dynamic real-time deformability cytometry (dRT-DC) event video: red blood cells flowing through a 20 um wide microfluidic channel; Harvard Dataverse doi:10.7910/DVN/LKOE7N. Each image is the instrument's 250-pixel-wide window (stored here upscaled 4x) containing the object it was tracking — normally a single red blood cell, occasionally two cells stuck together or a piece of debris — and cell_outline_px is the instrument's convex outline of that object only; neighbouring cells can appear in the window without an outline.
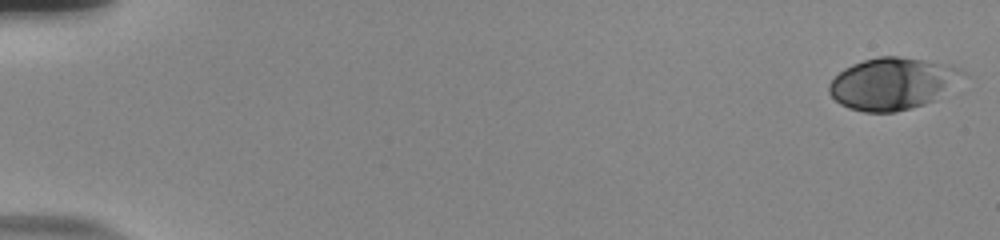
{"species": "human", "species_latin": "Homo sapiens", "temperature_condition": "room temperature", "stored_images_in_passage": 56, "camera_frame_rate_fps": 3000, "um_per_image_px": 0.085, "donor": {"sex": "male"}, "frame": {"image": 1, "passage_image": 1, "time_ms": 0.0, "image_size_px": [1000, 240], "cell_outline_px": [[964, 72], [936, 100], [924, 104], [896, 112], [864, 112], [848, 108], [840, 104], [828, 92], [828, 84], [844, 68], [852, 64], [864, 60], [880, 56], [900, 56], [924, 60], [960, 68]], "centroid_in_image_um": [75.78, 7.11], "position_along_channel_um": 9.2, "area_um2": 39.82}}
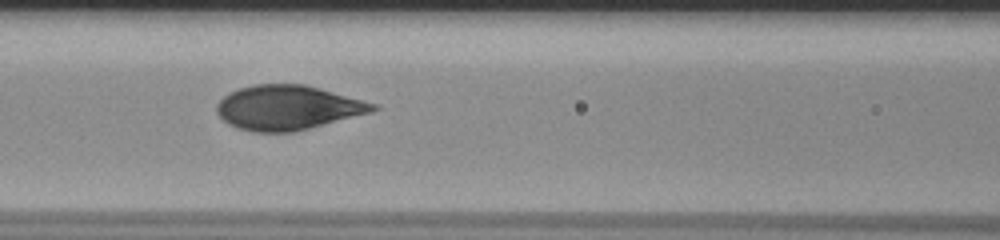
{"frame": {"image": 2, "passage_image": 26, "time_ms": 8.333, "image_size_px": [1000, 240], "cell_outline_px": [[380, 108], [372, 112], [296, 132], [252, 132], [236, 128], [228, 124], [216, 112], [216, 104], [224, 96], [240, 88], [252, 84], [304, 84], [320, 88], [376, 104]], "centroid_in_image_um": [24.45, 9.16], "position_along_channel_um": 142.2, "area_um2": 40.58}}
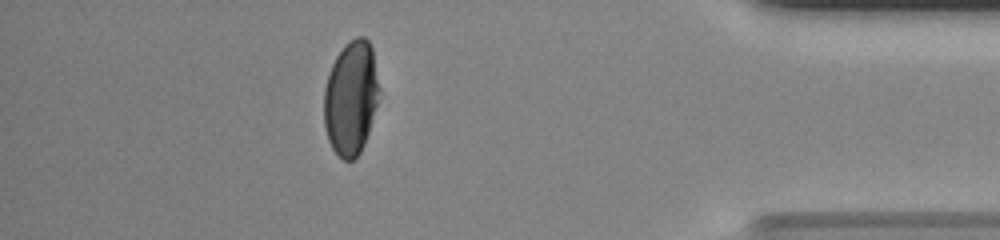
{"frame": {"image": 3, "passage_image": 50, "time_ms": 16.333, "image_size_px": [1000, 240], "cell_outline_px": [[380, 92], [368, 132], [364, 144], [360, 152], [352, 160], [344, 160], [332, 148], [328, 140], [324, 128], [324, 88], [332, 64], [336, 56], [344, 44], [356, 36], [364, 36], [368, 40], [372, 48], [380, 88]], "centroid_in_image_um": [29.83, 8.29], "position_along_channel_um": 405.4, "area_um2": 36.76}, "authors_computed_cell_mechanics": {"area_um2": 40.0265, "velocity_mm_per_s": 3.7323, "shape_relaxation_time_tau1_ms": 4.8882, "shape_relaxation_time_tau2_ms": null, "deformation_change_tau1": 0.2043, "deformation_change_tau2": null}}